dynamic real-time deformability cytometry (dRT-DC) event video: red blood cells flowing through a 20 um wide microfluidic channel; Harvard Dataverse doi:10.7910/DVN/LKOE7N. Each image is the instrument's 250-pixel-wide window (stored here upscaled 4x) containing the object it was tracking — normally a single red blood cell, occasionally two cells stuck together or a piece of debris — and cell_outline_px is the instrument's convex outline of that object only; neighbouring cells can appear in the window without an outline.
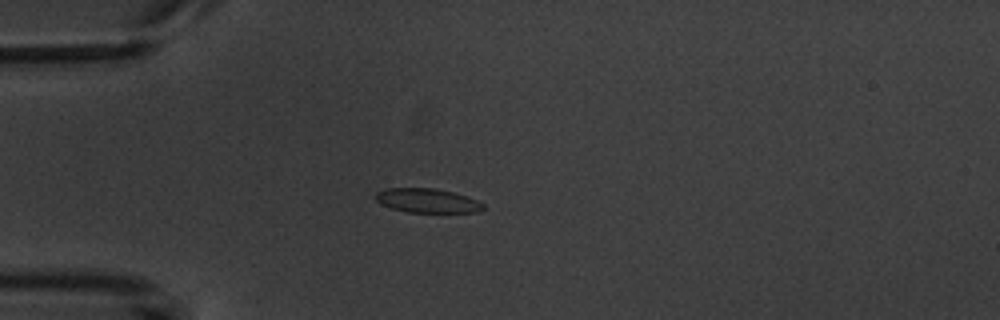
{"species": "common noctule bat (a hibernating species)", "species_latin": "Nyctalus noctula", "temperature_condition": "warm", "stored_images_in_passage": 7, "camera_frame_rate_fps": 3000, "um_per_image_px": 0.085, "animal": {"sex": "male", "body_mass_g": 20.1, "forearm_length_mm": 53.5}, "frame": {"image": 1, "passage_image": 4, "time_ms": 3.667, "image_size_px": [1000, 320], "cell_outline_px": [[484, 208], [480, 212], [408, 212], [392, 208], [380, 204], [376, 200], [376, 192], [384, 188], [436, 188], [468, 196], [484, 204]], "centroid_in_image_um": [36.32, 17.05], "position_along_channel_um": 48.7, "area_um2": 15.2}}
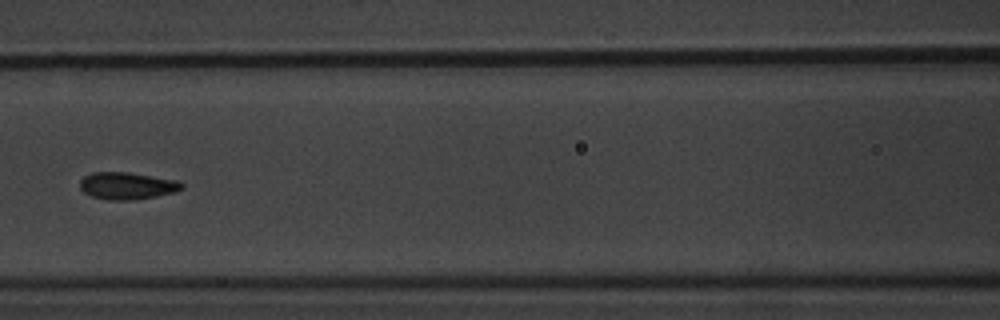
{"frame": {"image": 2, "passage_image": 7, "time_ms": 7.0, "image_size_px": [1000, 320], "cell_outline_px": [[184, 188], [176, 192], [136, 200], [108, 200], [92, 196], [84, 192], [80, 188], [80, 180], [84, 176], [92, 172], [128, 172], [180, 180], [184, 184]], "centroid_in_image_um": [10.85, 15.79], "position_along_channel_um": 155.8, "area_um2": 16.36}}